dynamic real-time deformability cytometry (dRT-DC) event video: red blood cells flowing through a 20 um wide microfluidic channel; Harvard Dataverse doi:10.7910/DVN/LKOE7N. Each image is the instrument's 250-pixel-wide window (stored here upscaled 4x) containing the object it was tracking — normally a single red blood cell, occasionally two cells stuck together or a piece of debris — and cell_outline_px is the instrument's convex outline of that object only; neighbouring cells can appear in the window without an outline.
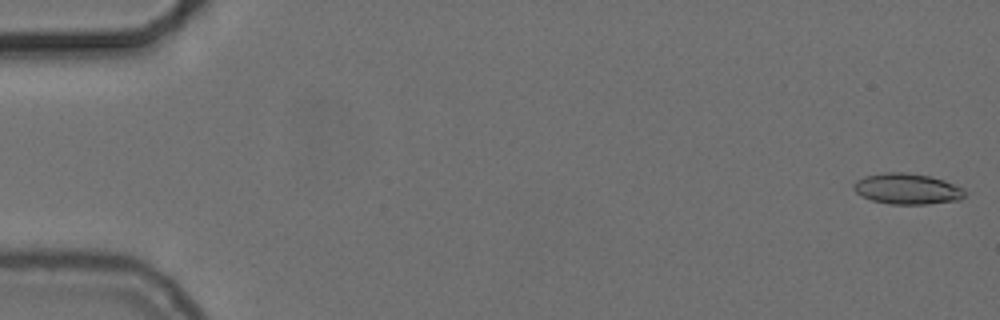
{"species": "common noctule bat (a hibernating species)", "species_latin": "Nyctalus noctula", "temperature_condition": "cold", "stored_images_in_passage": 55, "camera_frame_rate_fps": 3000, "um_per_image_px": 0.085, "animal": {"sex": "female", "body_mass_g": 24.6, "forearm_length_mm": 56.2}, "frame": {"image": 1, "passage_image": 1, "time_ms": 0.0, "image_size_px": [1000, 320], "cell_outline_px": [[964, 196], [960, 200], [928, 204], [888, 204], [872, 200], [860, 196], [852, 188], [852, 184], [856, 180], [864, 176], [884, 172], [904, 172], [928, 176], [944, 180], [964, 188]], "centroid_in_image_um": [77.07, 16.05], "position_along_channel_um": 7.9, "area_um2": 20.11}}
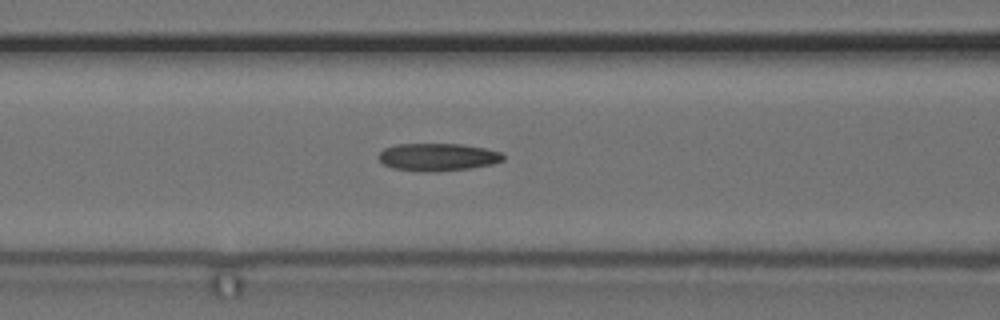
{"frame": {"image": 2, "passage_image": 23, "time_ms": 7.333, "image_size_px": [1000, 320], "cell_outline_px": [[504, 160], [492, 164], [472, 168], [428, 172], [420, 172], [392, 168], [384, 164], [376, 156], [384, 148], [396, 144], [460, 144], [484, 148], [500, 152], [504, 156]], "centroid_in_image_um": [37.17, 13.35], "position_along_channel_um": 129.4, "area_um2": 20.11}}
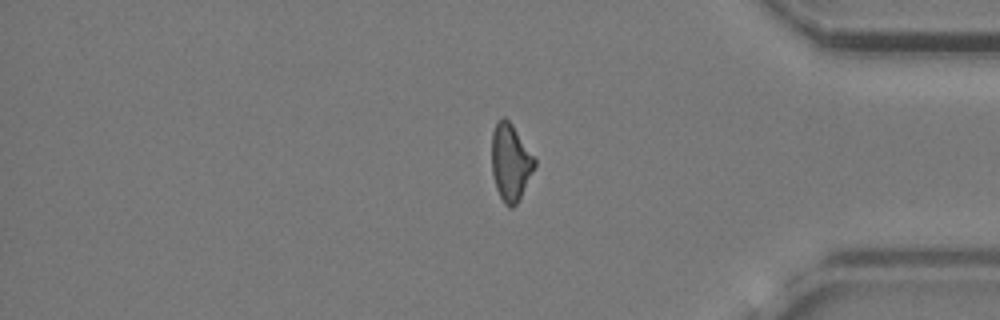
{"frame": {"image": 3, "passage_image": 46, "time_ms": 15.0, "image_size_px": [1000, 320], "cell_outline_px": [[536, 164], [516, 204], [512, 208], [508, 208], [504, 204], [496, 188], [492, 172], [492, 132], [496, 120], [500, 116], [504, 116], [512, 124], [536, 156]], "centroid_in_image_um": [43.39, 13.74], "position_along_channel_um": 391.8, "area_um2": 19.42}, "authors_computed_cell_mechanics": {"area_um2": 19.8254, "velocity_mm_per_s": 3.718, "shape_relaxation_time_tau1_ms": 9.5947, "shape_relaxation_time_tau2_ms": 4.8418, "deformation_change_tau1": 0.202, "deformation_change_tau2": 0.1491}}